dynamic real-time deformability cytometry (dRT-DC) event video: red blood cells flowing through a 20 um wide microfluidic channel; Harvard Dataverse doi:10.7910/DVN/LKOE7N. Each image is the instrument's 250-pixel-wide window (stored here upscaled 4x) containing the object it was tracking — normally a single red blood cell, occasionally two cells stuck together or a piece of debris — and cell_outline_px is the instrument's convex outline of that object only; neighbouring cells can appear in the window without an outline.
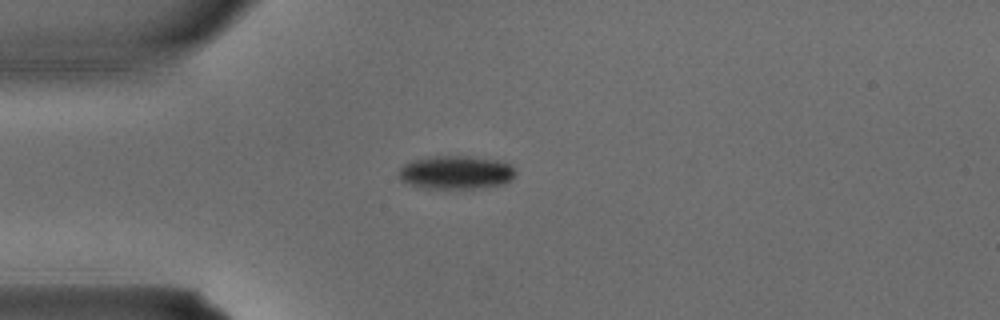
{"species": "common noctule bat (a hibernating species)", "species_latin": "Nyctalus noctula", "temperature_condition": "warm", "stored_images_in_passage": 1, "camera_frame_rate_fps": 3000, "um_per_image_px": 0.085, "animal": {"sex": "male", "body_mass_g": 15.6}, "frame": {"image": 1, "passage_image": 1, "time_ms": 0.0, "image_size_px": [1000, 320], "cell_outline_px": [[516, 172], [512, 180], [504, 184], [476, 188], [424, 188], [400, 180], [400, 168], [404, 164], [412, 160], [428, 156], [468, 156], [500, 160], [508, 164]], "centroid_in_image_um": [38.77, 14.64], "position_along_channel_um": 46.2, "area_um2": 22.66}}